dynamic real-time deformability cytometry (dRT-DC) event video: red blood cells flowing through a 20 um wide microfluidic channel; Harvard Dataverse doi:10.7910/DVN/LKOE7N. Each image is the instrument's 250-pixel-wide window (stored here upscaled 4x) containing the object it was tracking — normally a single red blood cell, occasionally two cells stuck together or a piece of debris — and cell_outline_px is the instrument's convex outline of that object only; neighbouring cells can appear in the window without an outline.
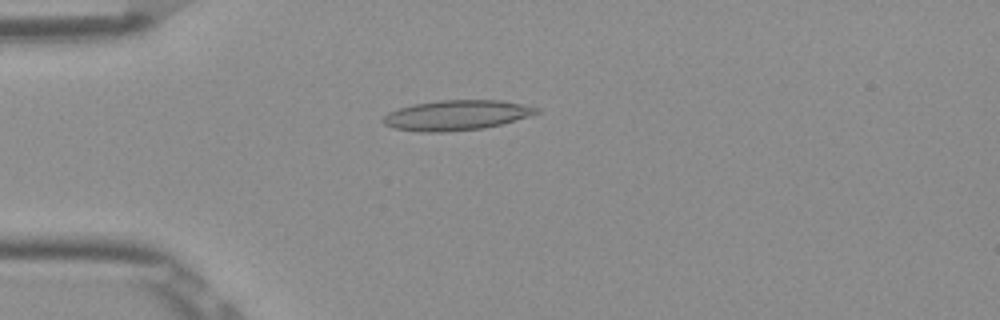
{"species": "Egyptian fruit bat (a non-hibernating species)", "species_latin": "Rousettus aegyptiacus", "temperature_condition": "room temperature", "stored_images_in_passage": 51, "camera_frame_rate_fps": 3000, "um_per_image_px": 0.085, "frame": {"image": 1, "passage_image": 13, "time_ms": 4.0, "image_size_px": [1000, 320], "cell_outline_px": [[540, 112], [528, 116], [500, 124], [484, 128], [444, 132], [420, 132], [392, 128], [384, 124], [380, 120], [388, 112], [412, 104], [440, 100], [500, 100], [540, 108]], "centroid_in_image_um": [38.74, 9.79], "position_along_channel_um": 46.3, "area_um2": 26.82}}
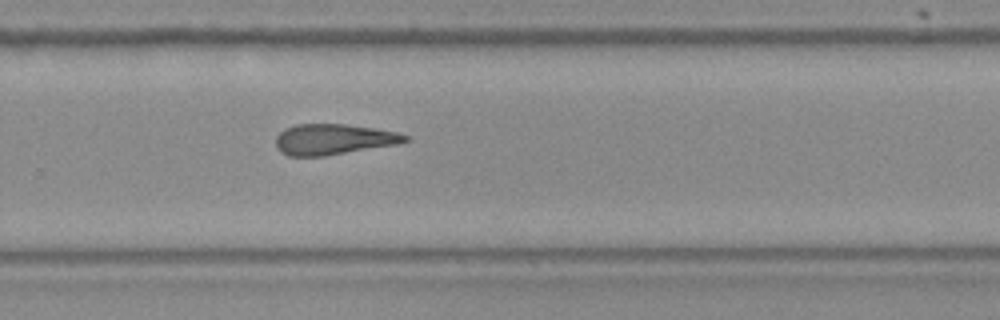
{"frame": {"image": 2, "passage_image": 34, "time_ms": 11.0, "image_size_px": [1000, 320], "cell_outline_px": [[408, 140], [400, 144], [324, 156], [288, 156], [280, 152], [276, 148], [276, 136], [284, 128], [296, 124], [344, 124], [372, 128], [396, 132], [408, 136]], "centroid_in_image_um": [28.31, 11.85], "position_along_channel_um": 301.5, "area_um2": 23.18}}
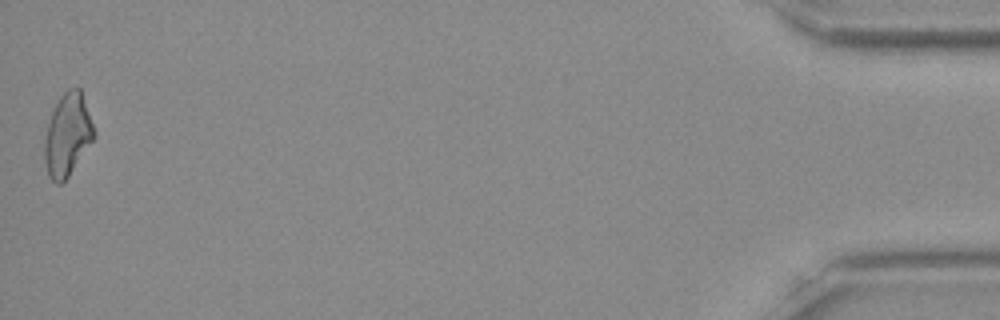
{"frame": {"image": 3, "passage_image": 51, "time_ms": 16.667, "image_size_px": [1000, 320], "cell_outline_px": [[96, 136], [68, 176], [60, 184], [56, 184], [48, 176], [44, 160], [44, 140], [48, 124], [52, 112], [60, 96], [68, 88], [80, 88], [96, 132]], "centroid_in_image_um": [5.74, 11.47], "position_along_channel_um": 429.5, "area_um2": 23.64}, "authors_computed_cell_mechanics": {"area_um2": 24.1026, "velocity_mm_per_s": 3.9054, "shape_relaxation_time_tau1_ms": null, "shape_relaxation_time_tau2_ms": 6.7825, "deformation_change_tau1": null, "deformation_change_tau2": 0.2167}}